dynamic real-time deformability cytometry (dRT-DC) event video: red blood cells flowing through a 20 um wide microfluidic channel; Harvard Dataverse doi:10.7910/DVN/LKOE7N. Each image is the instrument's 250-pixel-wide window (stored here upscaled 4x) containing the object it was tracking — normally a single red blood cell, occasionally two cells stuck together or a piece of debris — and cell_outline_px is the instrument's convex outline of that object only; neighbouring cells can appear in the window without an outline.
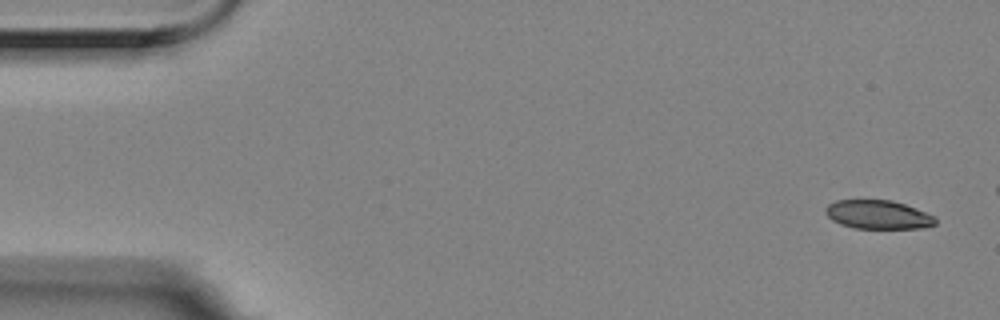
{"species": "Egyptian fruit bat (a non-hibernating species)", "species_latin": "Rousettus aegyptiacus", "temperature_condition": "room temperature", "stored_images_in_passage": 5, "camera_frame_rate_fps": 3000, "um_per_image_px": 0.085, "animal": {"sex": "female"}, "frame": {"image": 1, "passage_image": 1, "time_ms": 0.0, "image_size_px": [1000, 320], "cell_outline_px": [[936, 224], [924, 228], [856, 228], [840, 224], [832, 220], [824, 212], [824, 208], [828, 204], [836, 200], [892, 200], [916, 208], [936, 216]], "centroid_in_image_um": [74.64, 18.24], "position_along_channel_um": 10.4, "area_um2": 18.5}}